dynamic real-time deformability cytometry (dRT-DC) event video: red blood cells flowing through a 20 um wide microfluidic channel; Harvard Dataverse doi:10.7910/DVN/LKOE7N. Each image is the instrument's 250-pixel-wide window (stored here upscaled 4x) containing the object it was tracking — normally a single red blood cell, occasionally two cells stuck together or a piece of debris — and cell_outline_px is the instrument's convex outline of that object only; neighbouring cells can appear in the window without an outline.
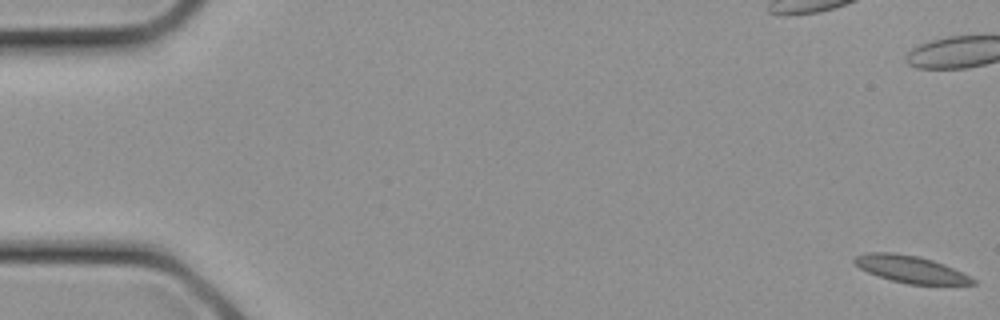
{"species": "common noctule bat (a hibernating species)", "species_latin": "Nyctalus noctula", "temperature_condition": "cold", "stored_images_in_passage": 10, "camera_frame_rate_fps": 3000, "um_per_image_px": 0.085, "animal": {"sex": "female", "body_mass_g": 21.9}, "frame": {"image": 1, "passage_image": 1, "time_ms": 0.0, "image_size_px": [1000, 320], "cell_outline_px": [[976, 284], [908, 284], [892, 280], [868, 272], [860, 268], [852, 260], [856, 256], [868, 252], [892, 252], [920, 256], [944, 264], [964, 272], [972, 276], [976, 280]], "centroid_in_image_um": [77.45, 22.87], "position_along_channel_um": 7.6, "area_um2": 18.61}}